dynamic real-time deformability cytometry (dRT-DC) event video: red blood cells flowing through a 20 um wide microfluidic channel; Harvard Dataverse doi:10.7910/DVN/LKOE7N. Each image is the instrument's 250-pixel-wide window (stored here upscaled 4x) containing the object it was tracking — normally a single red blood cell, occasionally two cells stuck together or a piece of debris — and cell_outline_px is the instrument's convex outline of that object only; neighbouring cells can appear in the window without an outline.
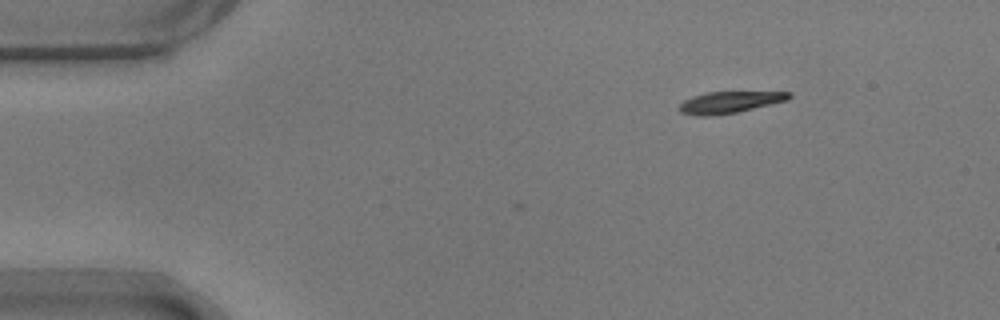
{"species": "common noctule bat (a hibernating species)", "species_latin": "Nyctalus noctula", "temperature_condition": "warm", "stored_images_in_passage": 37, "camera_frame_rate_fps": 3000, "um_per_image_px": 0.085, "animal": {"sex": "male", "body_mass_g": 17.9}, "frame": {"image": 1, "passage_image": 1, "time_ms": 0.0, "image_size_px": [1000, 320], "cell_outline_px": [[792, 96], [788, 100], [736, 112], [712, 116], [696, 116], [680, 112], [680, 104], [684, 100], [692, 96], [708, 92], [792, 92]], "centroid_in_image_um": [62.0, 8.69], "position_along_channel_um": 23.0, "area_um2": 13.7}}
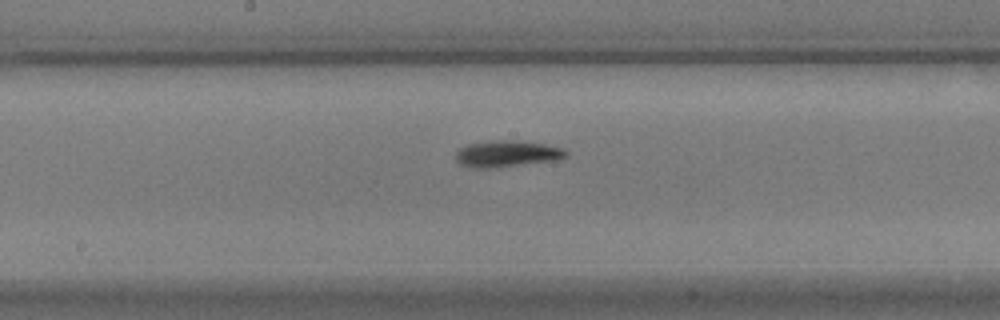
{"frame": {"image": 2, "passage_image": 22, "time_ms": 7.0, "image_size_px": [1000, 320], "cell_outline_px": [[568, 156], [560, 160], [492, 168], [472, 168], [460, 164], [456, 160], [456, 152], [460, 148], [468, 144], [492, 140], [516, 140], [544, 144], [564, 148], [568, 152]], "centroid_in_image_um": [43.13, 13.07], "position_along_channel_um": 205.1, "area_um2": 17.22}}
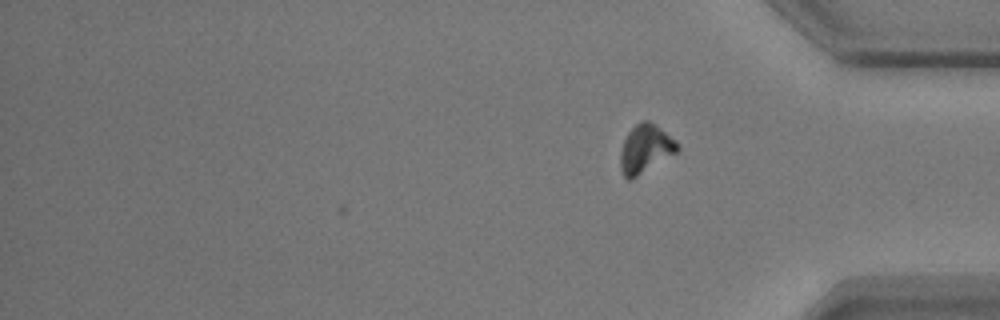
{"frame": {"image": 3, "passage_image": 37, "time_ms": 12.0, "image_size_px": [1000, 320], "cell_outline_px": [[680, 148], [676, 152], [632, 180], [628, 180], [624, 176], [620, 168], [620, 152], [624, 140], [628, 132], [640, 120], [648, 120], [656, 124], [676, 140], [680, 144]], "centroid_in_image_um": [54.86, 12.64], "position_along_channel_um": 380.3, "area_um2": 16.18}, "authors_computed_cell_mechanics": {"area_um2": 15.5482, "velocity_mm_per_s": 3.6718, "shape_relaxation_time_tau1_ms": 2.5308, "shape_relaxation_time_tau2_ms": null, "deformation_change_tau1": 0.157, "deformation_change_tau2": null}}